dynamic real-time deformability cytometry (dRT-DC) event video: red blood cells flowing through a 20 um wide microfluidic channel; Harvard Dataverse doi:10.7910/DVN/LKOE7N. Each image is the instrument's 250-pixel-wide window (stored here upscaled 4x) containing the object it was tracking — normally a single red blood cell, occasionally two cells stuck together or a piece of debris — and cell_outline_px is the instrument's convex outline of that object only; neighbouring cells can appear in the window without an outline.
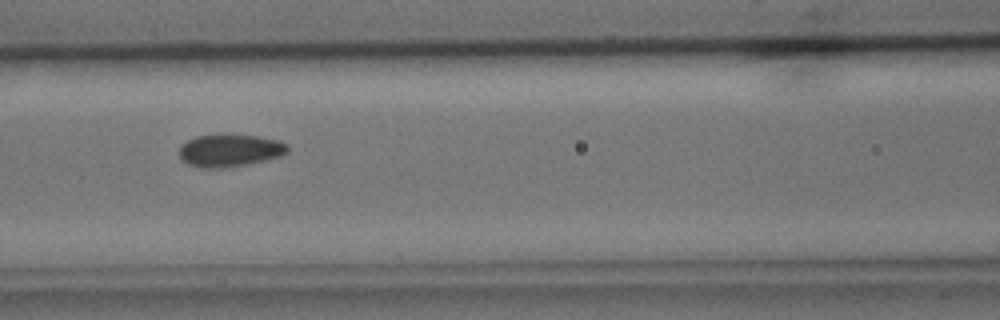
{"species": "common noctule bat (a hibernating species)", "species_latin": "Nyctalus noctula", "temperature_condition": "cold", "stored_images_in_passage": 5, "camera_frame_rate_fps": 3000, "um_per_image_px": 0.085, "animal": {"sex": "male", "body_mass_g": 15.6}, "frame": {"image": 1, "passage_image": 3, "time_ms": 2.333, "image_size_px": [1000, 320], "cell_outline_px": [[288, 152], [280, 156], [268, 160], [228, 168], [200, 168], [188, 164], [180, 156], [180, 144], [196, 136], [220, 132], [260, 136], [280, 140], [288, 144]], "centroid_in_image_um": [19.56, 12.76], "position_along_channel_um": 147.0, "area_um2": 21.33}}
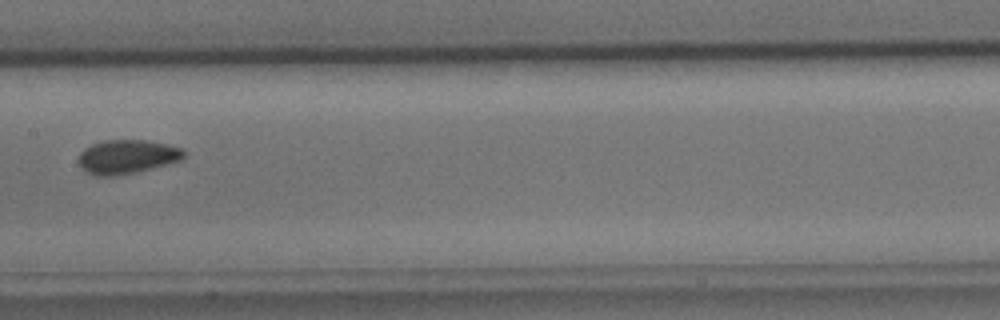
{"frame": {"image": 2, "passage_image": 4, "time_ms": 3.667, "image_size_px": [1000, 320], "cell_outline_px": [[184, 156], [180, 160], [136, 172], [116, 176], [96, 176], [80, 168], [76, 160], [80, 152], [84, 148], [92, 144], [104, 140], [144, 140], [164, 144], [180, 148], [184, 152]], "centroid_in_image_um": [10.7, 13.33], "position_along_channel_um": 196.7, "area_um2": 20.75}}
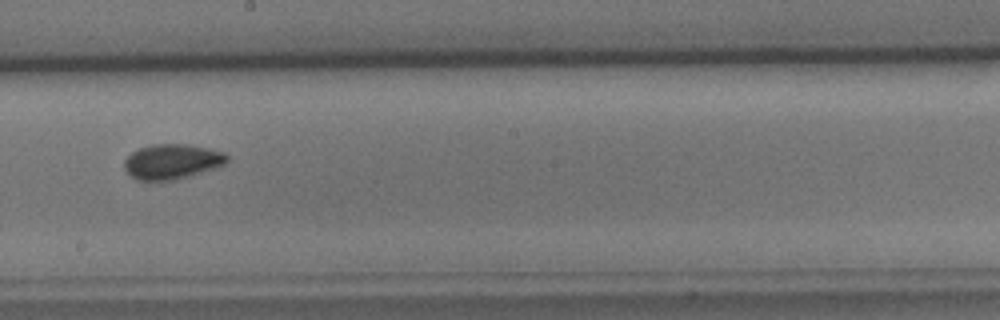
{"frame": {"image": 3, "passage_image": 5, "time_ms": 4.667, "image_size_px": [1000, 320], "cell_outline_px": [[228, 160], [224, 164], [188, 176], [172, 180], [136, 180], [124, 168], [124, 160], [132, 152], [140, 148], [152, 144], [188, 144], [208, 148], [224, 152], [228, 156]], "centroid_in_image_um": [14.6, 13.72], "position_along_channel_um": 233.6, "area_um2": 20.69}}